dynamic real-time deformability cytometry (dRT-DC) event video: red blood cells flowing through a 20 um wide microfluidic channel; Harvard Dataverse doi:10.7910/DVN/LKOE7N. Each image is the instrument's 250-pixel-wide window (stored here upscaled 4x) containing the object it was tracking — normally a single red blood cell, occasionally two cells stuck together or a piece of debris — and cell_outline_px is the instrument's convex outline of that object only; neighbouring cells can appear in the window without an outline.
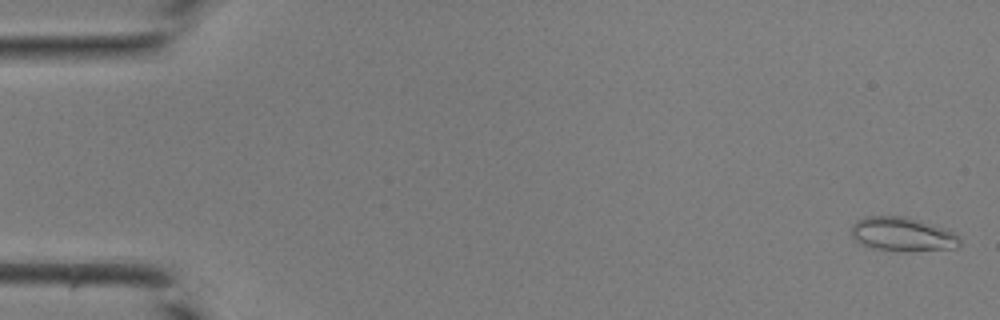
{"species": "common noctule bat (a hibernating species)", "species_latin": "Nyctalus noctula", "temperature_condition": "room temperature", "stored_images_in_passage": 42, "camera_frame_rate_fps": 3000, "um_per_image_px": 0.085, "animal": {"sex": "male", "body_mass_g": 19.0, "forearm_length_mm": 50.8}, "frame": {"image": 1, "passage_image": 1, "time_ms": 0.0, "image_size_px": [1000, 320], "cell_outline_px": [[960, 244], [956, 248], [872, 248], [860, 244], [852, 236], [852, 224], [856, 220], [864, 216], [908, 216], [948, 228], [960, 240]], "centroid_in_image_um": [76.67, 19.83], "position_along_channel_um": 8.3, "area_um2": 20.69}}
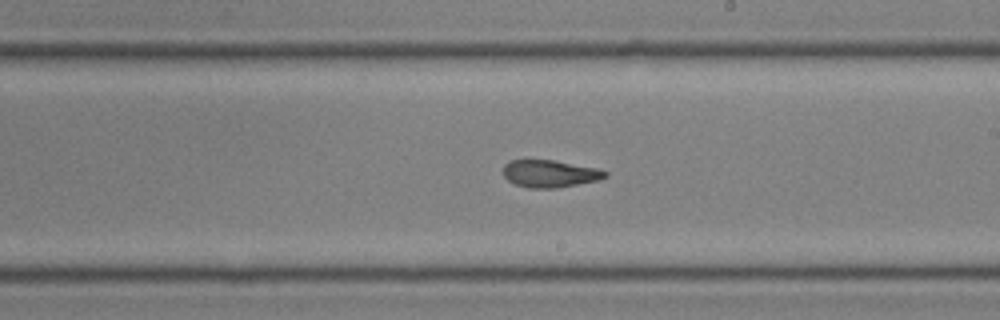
{"frame": {"image": 2, "passage_image": 25, "time_ms": 8.0, "image_size_px": [1000, 320], "cell_outline_px": [[608, 176], [596, 180], [556, 188], [528, 188], [516, 184], [508, 180], [504, 176], [504, 164], [512, 160], [552, 160], [600, 168], [608, 172]], "centroid_in_image_um": [46.75, 14.75], "position_along_channel_um": 242.2, "area_um2": 16.13}}
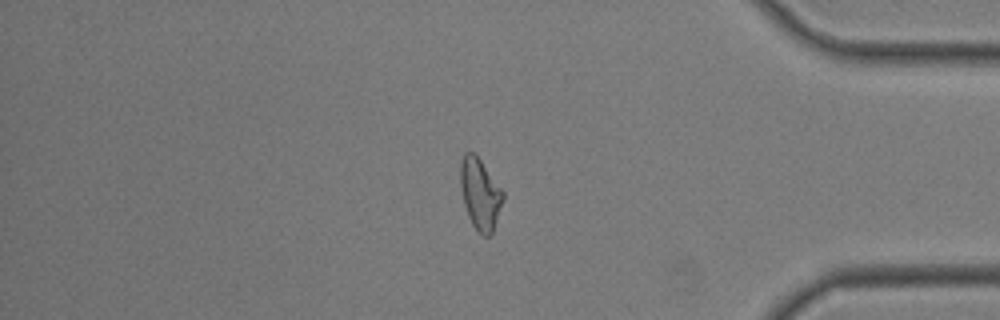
{"frame": {"image": 3, "passage_image": 36, "time_ms": 11.667, "image_size_px": [1000, 320], "cell_outline_px": [[504, 200], [492, 232], [488, 236], [484, 236], [472, 224], [468, 216], [464, 204], [460, 188], [460, 160], [464, 152], [472, 152], [480, 160], [504, 192]], "centroid_in_image_um": [40.79, 16.46], "position_along_channel_um": 394.4, "area_um2": 17.51}}